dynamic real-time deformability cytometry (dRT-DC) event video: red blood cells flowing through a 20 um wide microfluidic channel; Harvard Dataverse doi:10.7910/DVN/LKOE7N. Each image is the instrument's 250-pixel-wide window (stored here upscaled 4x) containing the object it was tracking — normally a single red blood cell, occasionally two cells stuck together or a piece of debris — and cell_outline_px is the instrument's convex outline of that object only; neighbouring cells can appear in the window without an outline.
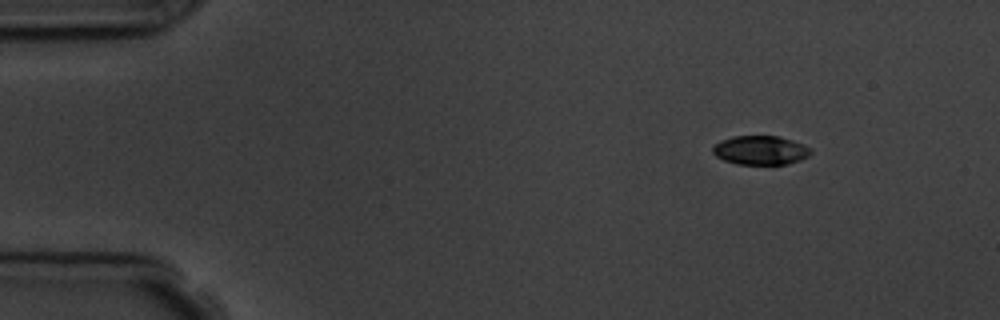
{"species": "common noctule bat (a hibernating species)", "species_latin": "Nyctalus noctula", "temperature_condition": "room temperature", "stored_images_in_passage": 4, "camera_frame_rate_fps": 3000, "um_per_image_px": 0.085, "animal": {"sex": "male", "body_mass_g": 19.5, "forearm_length_mm": 54.6}, "frame": {"image": 1, "passage_image": 2, "time_ms": 1.0, "image_size_px": [1000, 320], "cell_outline_px": [[812, 152], [808, 156], [800, 160], [784, 164], [736, 164], [724, 160], [716, 156], [712, 152], [712, 148], [720, 140], [732, 136], [776, 136], [792, 140], [804, 144], [812, 148]], "centroid_in_image_um": [64.64, 12.76], "position_along_channel_um": 20.4, "area_um2": 16.59}}
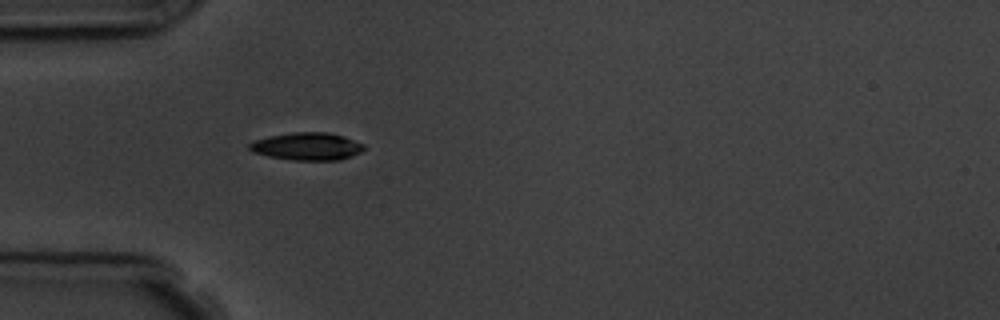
{"frame": {"image": 2, "passage_image": 4, "time_ms": 4.333, "image_size_px": [1000, 320], "cell_outline_px": [[364, 148], [360, 152], [352, 156], [340, 160], [292, 160], [268, 156], [252, 152], [248, 148], [248, 144], [252, 140], [268, 136], [292, 132], [328, 132], [344, 136], [364, 144]], "centroid_in_image_um": [26.07, 12.44], "position_along_channel_um": 58.9, "area_um2": 18.61}}